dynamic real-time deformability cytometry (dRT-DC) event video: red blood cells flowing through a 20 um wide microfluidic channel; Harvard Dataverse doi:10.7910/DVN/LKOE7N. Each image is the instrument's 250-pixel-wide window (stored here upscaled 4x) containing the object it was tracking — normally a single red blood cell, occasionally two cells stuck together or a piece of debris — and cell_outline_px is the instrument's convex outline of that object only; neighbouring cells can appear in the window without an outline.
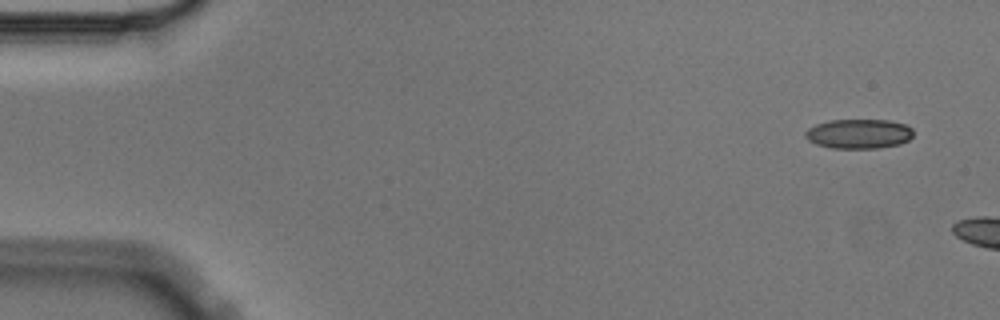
{"species": "Egyptian fruit bat (a non-hibernating species)", "species_latin": "Rousettus aegyptiacus", "temperature_condition": "cold", "stored_images_in_passage": 2, "camera_frame_rate_fps": 3000, "um_per_image_px": 0.085, "animal": {"sex": "male"}, "frame": {"image": 1, "passage_image": 1, "time_ms": 0.0, "image_size_px": [1000, 320], "cell_outline_px": [[912, 136], [908, 140], [900, 144], [880, 148], [832, 148], [816, 144], [808, 140], [804, 136], [804, 132], [808, 128], [816, 124], [828, 120], [888, 120], [904, 124], [912, 128]], "centroid_in_image_um": [72.97, 11.37], "position_along_channel_um": 12.0, "area_um2": 18.67}}